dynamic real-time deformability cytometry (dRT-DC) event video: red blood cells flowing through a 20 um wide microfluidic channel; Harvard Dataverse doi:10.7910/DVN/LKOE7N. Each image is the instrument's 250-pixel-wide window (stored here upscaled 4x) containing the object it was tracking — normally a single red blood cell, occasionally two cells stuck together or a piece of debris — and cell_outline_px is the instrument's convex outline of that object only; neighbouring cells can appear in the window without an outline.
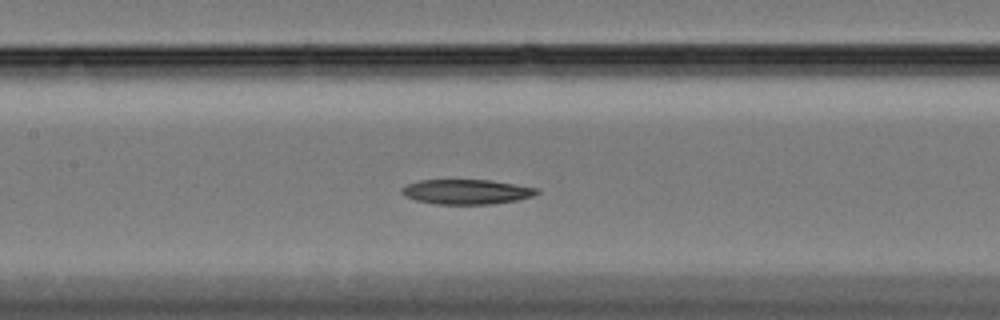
{"species": "Egyptian fruit bat (a non-hibernating species)", "species_latin": "Rousettus aegyptiacus", "temperature_condition": "cold", "stored_images_in_passage": 16, "camera_frame_rate_fps": 3000, "um_per_image_px": 0.085, "animal": {"sex": "female"}, "frame": {"image": 1, "passage_image": 16, "time_ms": 5.0, "image_size_px": [1000, 320], "cell_outline_px": [[540, 192], [532, 196], [516, 200], [492, 204], [436, 204], [416, 200], [404, 196], [400, 192], [400, 188], [408, 184], [420, 180], [488, 180], [540, 188]], "centroid_in_image_um": [39.64, 16.3], "position_along_channel_um": 167.8, "area_um2": 19.54}}